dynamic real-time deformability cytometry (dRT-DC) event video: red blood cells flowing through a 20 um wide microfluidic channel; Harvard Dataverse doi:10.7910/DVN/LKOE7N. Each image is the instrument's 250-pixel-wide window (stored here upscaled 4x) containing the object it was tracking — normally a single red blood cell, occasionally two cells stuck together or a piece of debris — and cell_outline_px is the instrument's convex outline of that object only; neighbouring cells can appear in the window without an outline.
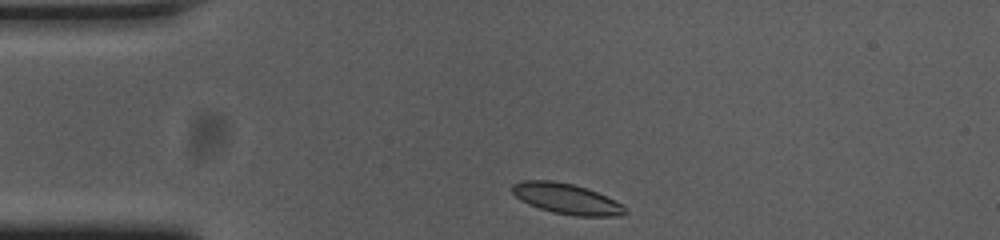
{"species": "common noctule bat (a hibernating species)", "species_latin": "Nyctalus noctula", "temperature_condition": "cold", "stored_images_in_passage": 34, "camera_frame_rate_fps": 3000, "um_per_image_px": 0.085, "animal": {"sex": "female", "body_mass_g": 23.0, "forearm_length_mm": 53.4}, "frame": {"image": 1, "passage_image": 1, "time_ms": 0.0, "image_size_px": [1000, 240], "cell_outline_px": [[628, 212], [620, 216], [576, 216], [552, 212], [528, 204], [520, 200], [512, 192], [512, 184], [524, 180], [552, 180], [572, 184], [588, 188], [624, 204]], "centroid_in_image_um": [48.19, 16.89], "position_along_channel_um": 36.8, "area_um2": 20.23}}
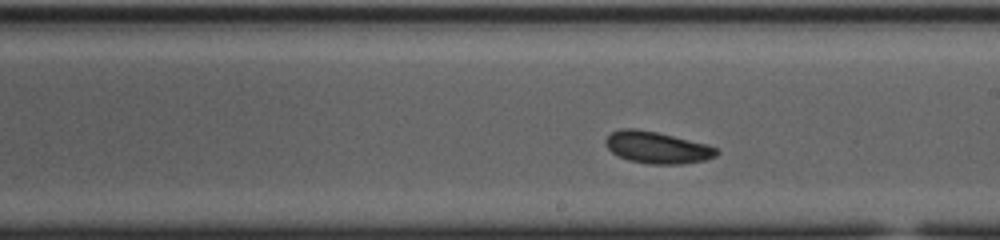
{"frame": {"image": 2, "passage_image": 20, "time_ms": 6.333, "image_size_px": [1000, 240], "cell_outline_px": [[720, 152], [716, 156], [704, 160], [680, 164], [648, 164], [628, 160], [612, 152], [608, 148], [604, 140], [612, 132], [620, 128], [636, 128], [656, 132], [704, 144], [716, 148]], "centroid_in_image_um": [55.82, 12.54], "position_along_channel_um": 233.2, "area_um2": 20.29}}
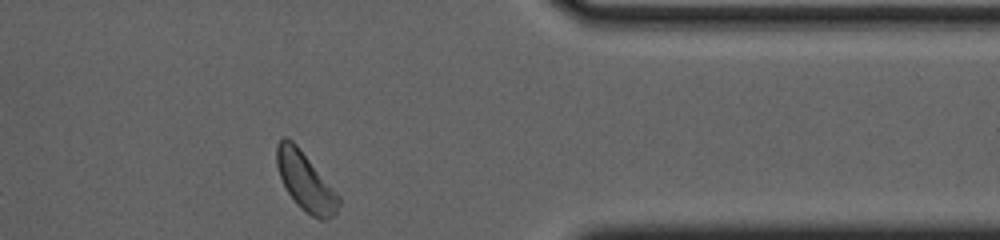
{"frame": {"image": 3, "passage_image": 34, "time_ms": 11.0, "image_size_px": [1000, 240], "cell_outline_px": [[340, 204], [336, 212], [328, 220], [320, 220], [304, 212], [300, 208], [288, 192], [280, 176], [276, 164], [276, 144], [284, 136], [292, 140], [296, 144], [340, 196]], "centroid_in_image_um": [25.97, 15.44], "position_along_channel_um": 385.4, "area_um2": 20.92}}